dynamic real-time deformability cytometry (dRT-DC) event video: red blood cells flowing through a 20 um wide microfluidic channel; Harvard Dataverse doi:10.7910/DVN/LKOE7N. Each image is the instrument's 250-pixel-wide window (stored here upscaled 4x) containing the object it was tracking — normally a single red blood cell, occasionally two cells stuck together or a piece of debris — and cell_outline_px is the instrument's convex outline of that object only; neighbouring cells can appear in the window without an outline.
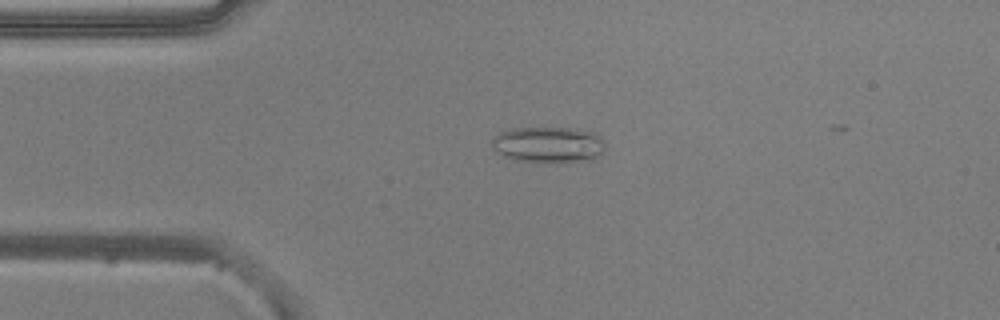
{"species": "common noctule bat (a hibernating species)", "species_latin": "Nyctalus noctula", "temperature_condition": "warm", "stored_images_in_passage": 5, "camera_frame_rate_fps": 3000, "um_per_image_px": 0.085, "animal": {"sex": "male", "body_mass_g": 20.5, "forearm_length_mm": 52.5}, "frame": {"image": 1, "passage_image": 3, "time_ms": 0.667, "image_size_px": [1000, 320], "cell_outline_px": [[604, 152], [592, 160], [556, 164], [516, 160], [492, 148], [492, 140], [500, 132], [512, 128], [568, 128], [596, 132], [600, 136], [604, 144]], "centroid_in_image_um": [46.68, 12.32], "position_along_channel_um": 38.3, "area_um2": 24.04}}